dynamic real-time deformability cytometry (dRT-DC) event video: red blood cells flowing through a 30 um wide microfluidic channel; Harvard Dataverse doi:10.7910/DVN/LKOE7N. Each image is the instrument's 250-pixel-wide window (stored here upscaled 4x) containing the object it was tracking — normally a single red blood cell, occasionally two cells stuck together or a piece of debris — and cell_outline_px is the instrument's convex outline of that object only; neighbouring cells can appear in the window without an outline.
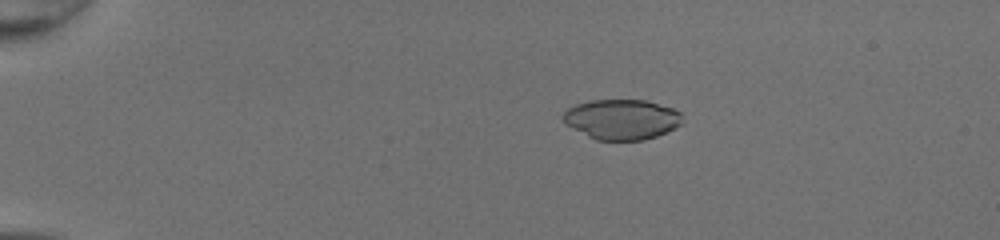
{"species": "common noctule bat (a hibernating species)", "species_latin": "Nyctalus noctula", "temperature_condition": "room temperature", "stored_images_in_passage": 42, "camera_frame_rate_fps": 3000, "um_per_image_px": 0.085, "animal": {"sex": "female", "body_mass_g": 20.0, "forearm_length_mm": 54.0}, "frame": {"image": 1, "passage_image": 3, "time_ms": 0.667, "image_size_px": [1000, 240], "cell_outline_px": [[684, 124], [676, 128], [656, 136], [644, 140], [596, 140], [588, 136], [568, 124], [560, 116], [568, 108], [576, 104], [588, 100], [644, 100], [672, 108], [680, 112]], "centroid_in_image_um": [52.88, 10.14], "position_along_channel_um": 32.1, "area_um2": 27.86}}
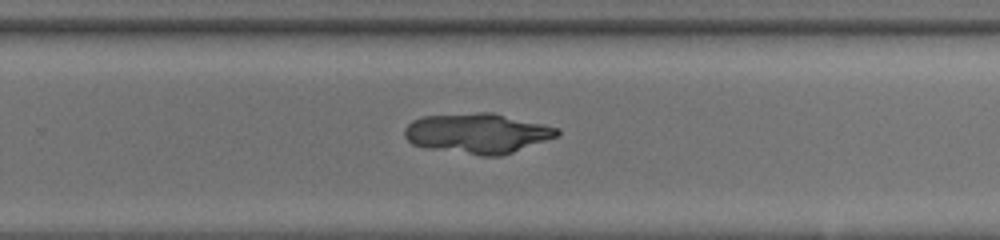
{"frame": {"image": 2, "passage_image": 27, "time_ms": 8.667, "image_size_px": [1000, 240], "cell_outline_px": [[560, 132], [556, 136], [512, 152], [500, 156], [480, 156], [428, 148], [412, 144], [404, 136], [404, 128], [412, 120], [424, 116], [480, 112], [492, 112], [544, 124], [560, 128]], "centroid_in_image_um": [40.56, 11.32], "position_along_channel_um": 289.2, "area_um2": 35.49}}
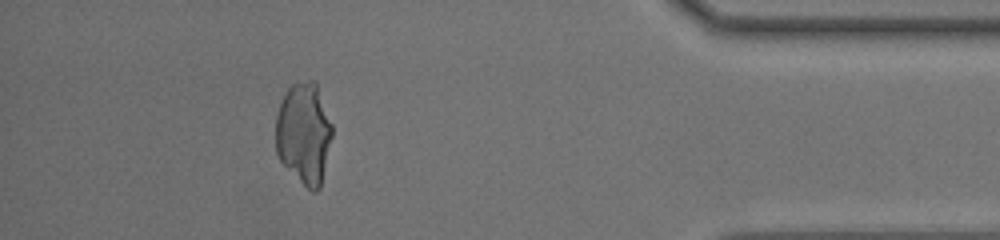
{"frame": {"image": 3, "passage_image": 38, "time_ms": 12.333, "image_size_px": [1000, 240], "cell_outline_px": [[332, 136], [320, 188], [316, 192], [312, 192], [280, 160], [276, 152], [276, 116], [280, 104], [288, 88], [292, 84], [308, 80], [316, 80], [332, 124]], "centroid_in_image_um": [25.85, 11.3], "position_along_channel_um": 409.4, "area_um2": 33.18}}